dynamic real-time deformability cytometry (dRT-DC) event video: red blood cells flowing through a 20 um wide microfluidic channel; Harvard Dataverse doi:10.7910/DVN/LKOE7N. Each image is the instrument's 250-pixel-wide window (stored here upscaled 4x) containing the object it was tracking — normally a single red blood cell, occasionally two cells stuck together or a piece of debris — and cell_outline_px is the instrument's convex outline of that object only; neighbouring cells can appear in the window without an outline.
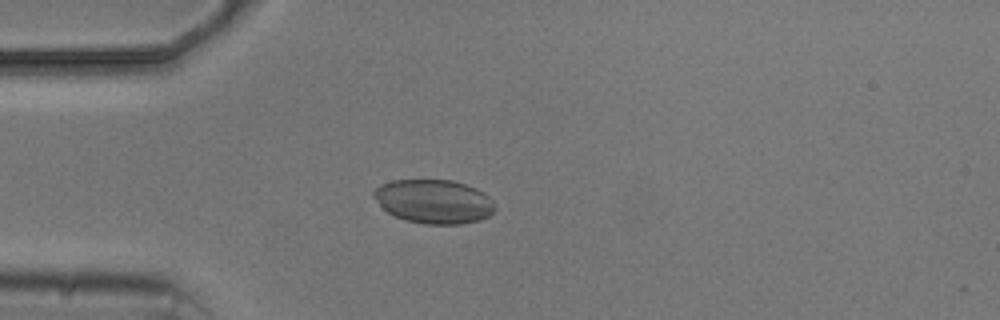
{"species": "common noctule bat (a hibernating species)", "species_latin": "Nyctalus noctula", "temperature_condition": "cold", "stored_images_in_passage": 5, "camera_frame_rate_fps": 3000, "um_per_image_px": 0.085, "animal": {"sex": "male", "body_mass_g": 20.5, "forearm_length_mm": 52.5}, "frame": {"image": 1, "passage_image": 5, "time_ms": 4.667, "image_size_px": [1000, 320], "cell_outline_px": [[496, 208], [488, 216], [480, 220], [460, 224], [424, 224], [404, 220], [388, 212], [372, 196], [372, 192], [380, 184], [392, 180], [452, 180], [476, 188], [484, 192], [492, 200]], "centroid_in_image_um": [36.88, 17.12], "position_along_channel_um": 48.1, "area_um2": 31.04}}